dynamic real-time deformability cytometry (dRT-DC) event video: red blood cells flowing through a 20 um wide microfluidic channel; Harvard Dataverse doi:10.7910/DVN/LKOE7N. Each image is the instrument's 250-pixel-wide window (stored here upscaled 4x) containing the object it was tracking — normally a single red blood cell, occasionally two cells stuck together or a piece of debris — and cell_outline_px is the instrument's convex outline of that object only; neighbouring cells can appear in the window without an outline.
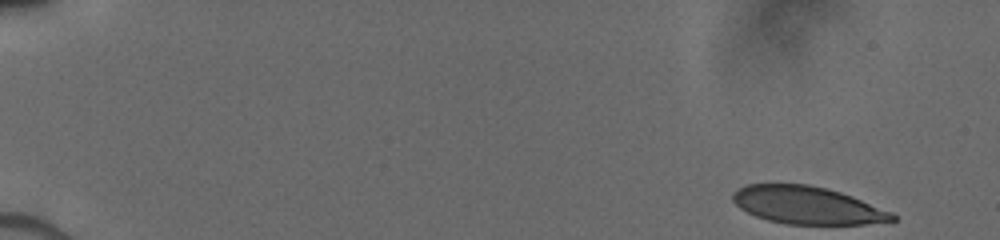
{"species": "human", "species_latin": "Homo sapiens", "temperature_condition": "cold", "stored_images_in_passage": 36, "camera_frame_rate_fps": 3000, "um_per_image_px": 0.085, "donor": {"sex": "male"}, "frame": {"image": 1, "passage_image": 1, "time_ms": 0.0, "image_size_px": [1000, 240], "cell_outline_px": [[896, 220], [864, 224], [784, 224], [768, 220], [756, 216], [740, 208], [732, 200], [732, 192], [748, 184], [808, 184], [840, 192], [852, 196], [892, 212], [896, 216]], "centroid_in_image_um": [68.6, 17.45], "position_along_channel_um": 16.4, "area_um2": 34.74}}
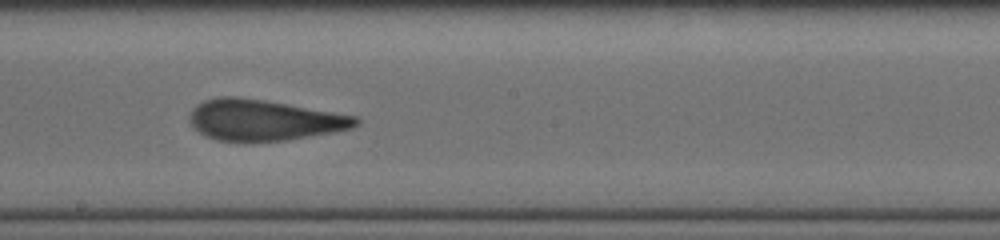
{"frame": {"image": 2, "passage_image": 21, "time_ms": 9.0, "image_size_px": [1000, 240], "cell_outline_px": [[360, 124], [352, 128], [336, 132], [288, 140], [216, 140], [204, 136], [192, 128], [188, 120], [188, 116], [192, 108], [196, 104], [204, 100], [220, 96], [236, 96], [264, 100], [356, 116], [360, 120]], "centroid_in_image_um": [22.39, 10.2], "position_along_channel_um": 225.8, "area_um2": 39.65}}
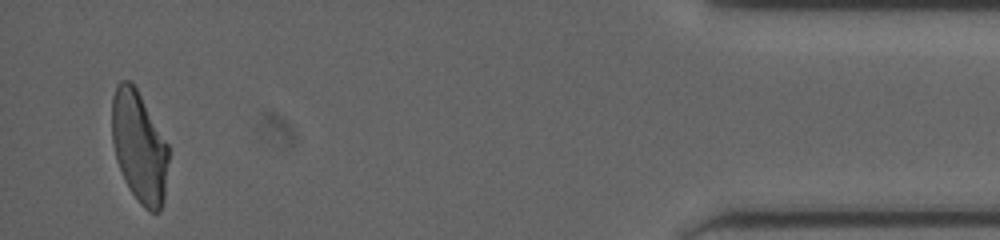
{"frame": {"image": 3, "passage_image": 36, "time_ms": 15.333, "image_size_px": [1000, 240], "cell_outline_px": [[168, 160], [164, 200], [160, 212], [148, 212], [140, 204], [128, 188], [124, 180], [116, 160], [112, 140], [112, 96], [116, 84], [120, 80], [128, 80], [136, 88], [168, 144]], "centroid_in_image_um": [11.82, 12.51], "position_along_channel_um": 423.4, "area_um2": 36.76}}